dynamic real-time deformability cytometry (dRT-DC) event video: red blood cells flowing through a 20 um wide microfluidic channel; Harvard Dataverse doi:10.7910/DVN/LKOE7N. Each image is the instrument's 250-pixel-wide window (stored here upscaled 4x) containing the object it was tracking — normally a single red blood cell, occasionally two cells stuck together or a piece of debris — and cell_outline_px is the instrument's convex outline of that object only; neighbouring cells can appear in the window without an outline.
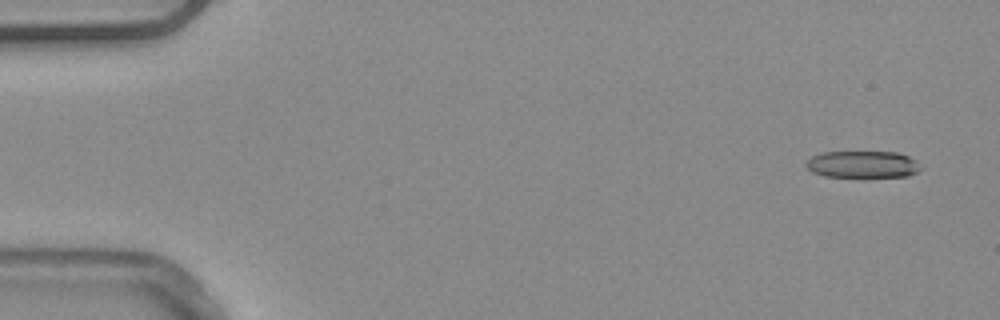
{"species": "common noctule bat (a hibernating species)", "species_latin": "Nyctalus noctula", "temperature_condition": "warm", "stored_images_in_passage": 51, "camera_frame_rate_fps": 3000, "um_per_image_px": 0.085, "animal": {"sex": "male", "body_mass_g": 20.4}, "frame": {"image": 1, "passage_image": 1, "time_ms": 0.0, "image_size_px": [1000, 320], "cell_outline_px": [[924, 168], [908, 176], [864, 180], [824, 176], [812, 172], [804, 164], [812, 156], [824, 152], [896, 152], [908, 156], [916, 160]], "centroid_in_image_um": [73.36, 14.03], "position_along_channel_um": 11.6, "area_um2": 19.07}, "authors_computed_cell_mechanics": {"area_um2": 19.9988, "velocity_mm_per_s": 3.9528, "shape_relaxation_time_tau1_ms": null, "shape_relaxation_time_tau2_ms": 5.1998, "deformation_change_tau1": null, "deformation_change_tau2": 0.1743}}